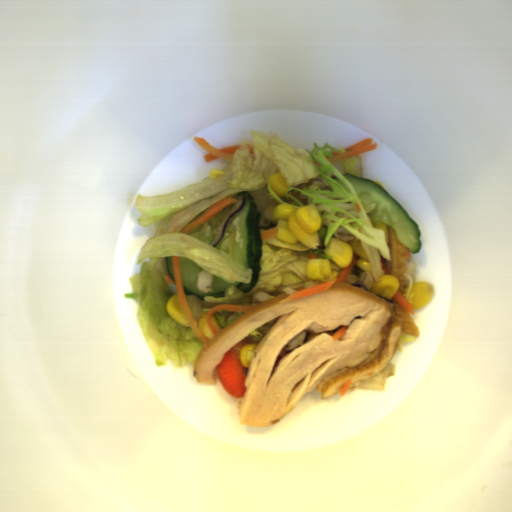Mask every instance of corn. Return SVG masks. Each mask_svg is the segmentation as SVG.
<instances>
[{"label": "corn", "mask_w": 512, "mask_h": 512, "mask_svg": "<svg viewBox=\"0 0 512 512\" xmlns=\"http://www.w3.org/2000/svg\"><path fill=\"white\" fill-rule=\"evenodd\" d=\"M270 218L276 222L278 240L289 245L300 243L312 250L321 246L318 231L323 221L314 203L301 208L280 203L273 208Z\"/></svg>", "instance_id": "corn-1"}, {"label": "corn", "mask_w": 512, "mask_h": 512, "mask_svg": "<svg viewBox=\"0 0 512 512\" xmlns=\"http://www.w3.org/2000/svg\"><path fill=\"white\" fill-rule=\"evenodd\" d=\"M323 254L332 257L325 259L309 258L306 263L307 279L317 281H331L339 276V271L346 269L353 261L354 254L360 259L355 261L356 267L373 275L369 254L358 238L345 242L339 238L331 237L323 250Z\"/></svg>", "instance_id": "corn-2"}, {"label": "corn", "mask_w": 512, "mask_h": 512, "mask_svg": "<svg viewBox=\"0 0 512 512\" xmlns=\"http://www.w3.org/2000/svg\"><path fill=\"white\" fill-rule=\"evenodd\" d=\"M435 287L433 284L425 281L412 283L408 296L412 297L411 306L413 310L425 307L433 298Z\"/></svg>", "instance_id": "corn-3"}, {"label": "corn", "mask_w": 512, "mask_h": 512, "mask_svg": "<svg viewBox=\"0 0 512 512\" xmlns=\"http://www.w3.org/2000/svg\"><path fill=\"white\" fill-rule=\"evenodd\" d=\"M399 288L400 284L397 278L384 273L379 277V281L372 284L369 292L391 300L397 294Z\"/></svg>", "instance_id": "corn-4"}, {"label": "corn", "mask_w": 512, "mask_h": 512, "mask_svg": "<svg viewBox=\"0 0 512 512\" xmlns=\"http://www.w3.org/2000/svg\"><path fill=\"white\" fill-rule=\"evenodd\" d=\"M165 309L168 315L179 325H182L184 327H190L184 315L177 292L167 300Z\"/></svg>", "instance_id": "corn-5"}, {"label": "corn", "mask_w": 512, "mask_h": 512, "mask_svg": "<svg viewBox=\"0 0 512 512\" xmlns=\"http://www.w3.org/2000/svg\"><path fill=\"white\" fill-rule=\"evenodd\" d=\"M273 192L279 197H285L290 186L286 182V177L282 173L276 172L270 175L267 179Z\"/></svg>", "instance_id": "corn-6"}, {"label": "corn", "mask_w": 512, "mask_h": 512, "mask_svg": "<svg viewBox=\"0 0 512 512\" xmlns=\"http://www.w3.org/2000/svg\"><path fill=\"white\" fill-rule=\"evenodd\" d=\"M259 343H249L244 345L240 351L239 358L243 367L249 368L252 360L255 358V349Z\"/></svg>", "instance_id": "corn-7"}, {"label": "corn", "mask_w": 512, "mask_h": 512, "mask_svg": "<svg viewBox=\"0 0 512 512\" xmlns=\"http://www.w3.org/2000/svg\"><path fill=\"white\" fill-rule=\"evenodd\" d=\"M207 315H208V312H203L202 318L198 319L196 325H197L198 329L201 331V333L210 340V339L214 338V336L216 334L214 335L208 326Z\"/></svg>", "instance_id": "corn-8"}, {"label": "corn", "mask_w": 512, "mask_h": 512, "mask_svg": "<svg viewBox=\"0 0 512 512\" xmlns=\"http://www.w3.org/2000/svg\"><path fill=\"white\" fill-rule=\"evenodd\" d=\"M373 226L375 228H378V229H382L383 230V235H384V241L387 243H389V235H388V229H387V224L384 223L383 221L382 222H378V223H373Z\"/></svg>", "instance_id": "corn-9"}, {"label": "corn", "mask_w": 512, "mask_h": 512, "mask_svg": "<svg viewBox=\"0 0 512 512\" xmlns=\"http://www.w3.org/2000/svg\"><path fill=\"white\" fill-rule=\"evenodd\" d=\"M225 175L224 171H221L220 169H212L210 170L209 172V177L210 179H215L217 178V176H223Z\"/></svg>", "instance_id": "corn-10"}, {"label": "corn", "mask_w": 512, "mask_h": 512, "mask_svg": "<svg viewBox=\"0 0 512 512\" xmlns=\"http://www.w3.org/2000/svg\"><path fill=\"white\" fill-rule=\"evenodd\" d=\"M211 321H212L215 329L217 330V333L222 331V328H221V326H220V324H219V322H218V320H217V318H216L214 313H212V315H211Z\"/></svg>", "instance_id": "corn-11"}]
</instances>
